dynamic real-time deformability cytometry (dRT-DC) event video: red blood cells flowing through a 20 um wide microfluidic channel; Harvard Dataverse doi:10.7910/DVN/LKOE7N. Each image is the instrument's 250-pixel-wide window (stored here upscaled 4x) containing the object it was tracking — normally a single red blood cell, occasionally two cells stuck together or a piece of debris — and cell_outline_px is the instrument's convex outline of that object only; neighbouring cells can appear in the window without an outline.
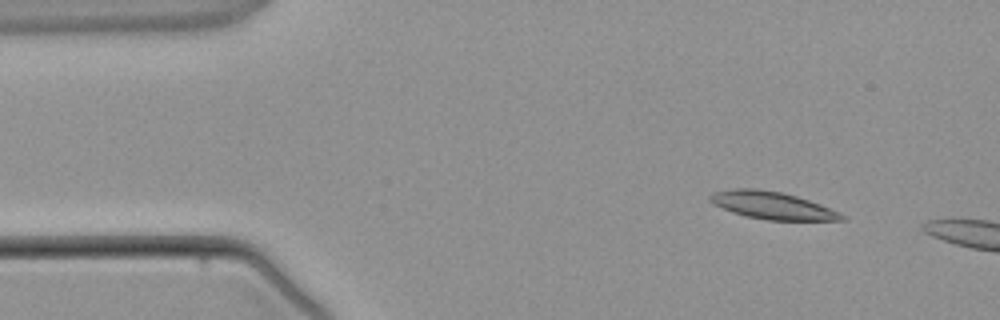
{"species": "common noctule bat (a hibernating species)", "species_latin": "Nyctalus noctula", "temperature_condition": "warm", "stored_images_in_passage": 3, "camera_frame_rate_fps": 3000, "um_per_image_px": 0.085, "animal": {"sex": "male", "body_mass_g": 21.5, "forearm_length_mm": 52.0}, "frame": {"image": 1, "passage_image": 2, "time_ms": 1.0, "image_size_px": [1000, 320], "cell_outline_px": [[848, 220], [768, 220], [744, 216], [732, 212], [712, 204], [708, 200], [708, 196], [716, 192], [736, 188], [756, 188], [780, 192], [796, 196], [820, 204], [844, 216]], "centroid_in_image_um": [65.57, 17.46], "position_along_channel_um": 19.4, "area_um2": 20.81}}